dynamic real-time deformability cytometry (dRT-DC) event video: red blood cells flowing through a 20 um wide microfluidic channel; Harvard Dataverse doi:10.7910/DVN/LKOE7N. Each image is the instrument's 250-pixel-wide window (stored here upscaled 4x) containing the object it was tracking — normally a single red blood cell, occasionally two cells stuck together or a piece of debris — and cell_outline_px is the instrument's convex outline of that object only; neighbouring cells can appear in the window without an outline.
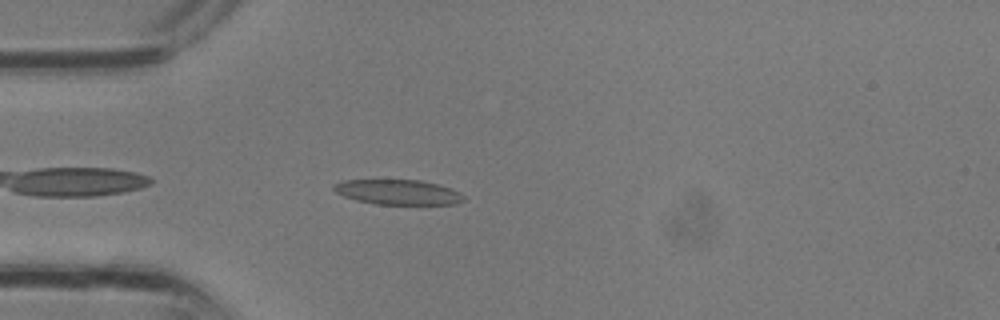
{"species": "common noctule bat (a hibernating species)", "species_latin": "Nyctalus noctula", "temperature_condition": "room temperature", "stored_images_in_passage": 26, "camera_frame_rate_fps": 3000, "um_per_image_px": 0.085, "animal": {"sex": "male", "body_mass_g": 13.3}, "frame": {"image": 1, "passage_image": 2, "time_ms": 0.333, "image_size_px": [1000, 320], "cell_outline_px": [[464, 200], [456, 204], [376, 204], [356, 200], [344, 196], [336, 192], [332, 188], [332, 184], [344, 180], [420, 180], [440, 184], [452, 188], [460, 192], [464, 196]], "centroid_in_image_um": [33.85, 16.32], "position_along_channel_um": 51.2, "area_um2": 19.02}}
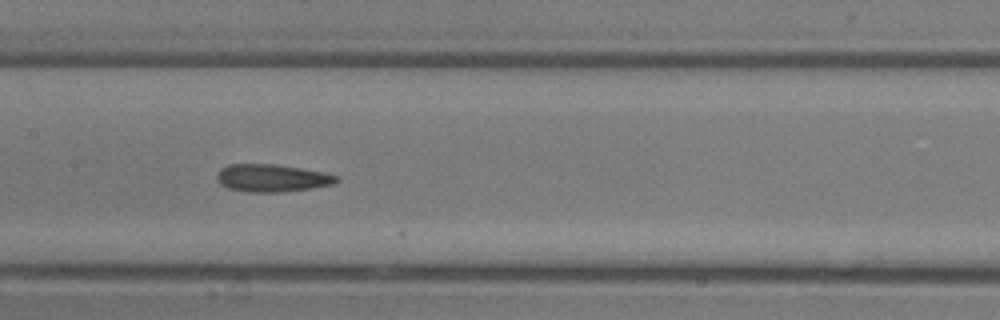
{"frame": {"image": 2, "passage_image": 9, "time_ms": 2.667, "image_size_px": [1000, 320], "cell_outline_px": [[340, 180], [332, 184], [308, 188], [280, 192], [252, 192], [228, 188], [220, 184], [216, 180], [216, 172], [220, 168], [228, 164], [272, 164], [300, 168], [320, 172], [336, 176]], "centroid_in_image_um": [23.02, 15.12], "position_along_channel_um": 184.4, "area_um2": 18.96}}
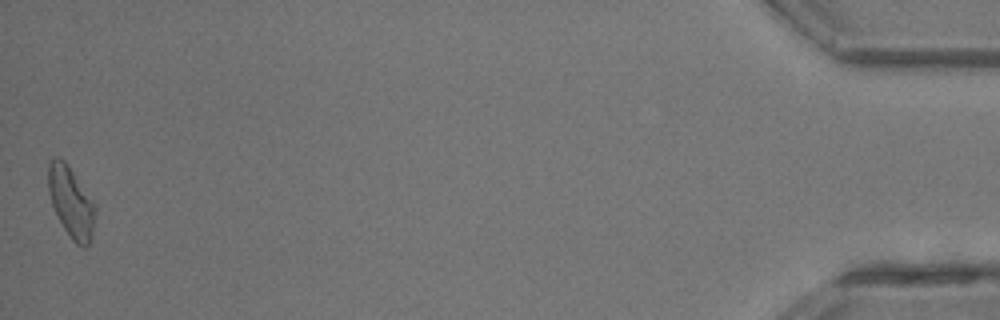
{"frame": {"image": 3, "passage_image": 26, "time_ms": 8.333, "image_size_px": [1000, 320], "cell_outline_px": [[96, 208], [92, 240], [84, 248], [76, 244], [72, 240], [64, 228], [52, 204], [48, 192], [48, 164], [56, 156], [64, 160], [68, 164], [96, 204]], "centroid_in_image_um": [6.07, 17.18], "position_along_channel_um": 429.1, "area_um2": 19.48}}